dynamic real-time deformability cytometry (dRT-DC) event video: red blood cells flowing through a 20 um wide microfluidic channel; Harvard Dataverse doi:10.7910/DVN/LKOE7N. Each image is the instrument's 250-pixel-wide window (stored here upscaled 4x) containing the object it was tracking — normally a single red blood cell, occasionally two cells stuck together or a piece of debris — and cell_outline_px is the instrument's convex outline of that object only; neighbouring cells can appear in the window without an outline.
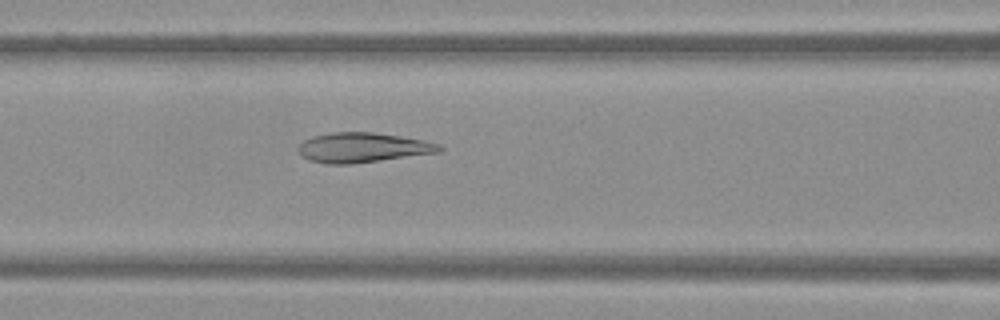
{"species": "Egyptian fruit bat (a non-hibernating species)", "species_latin": "Rousettus aegyptiacus", "temperature_condition": "warm", "stored_images_in_passage": 45, "camera_frame_rate_fps": 3000, "um_per_image_px": 0.085, "frame": {"image": 1, "passage_image": 16, "time_ms": 5.0, "image_size_px": [1000, 320], "cell_outline_px": [[444, 148], [440, 152], [352, 164], [324, 164], [308, 160], [300, 156], [296, 152], [296, 148], [304, 140], [312, 136], [332, 132], [372, 132], [400, 136], [424, 140], [440, 144]], "centroid_in_image_um": [30.78, 12.55], "position_along_channel_um": 135.8, "area_um2": 24.8}}
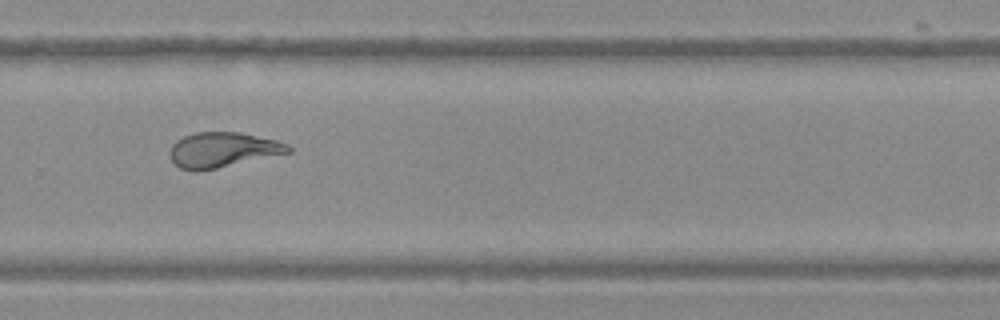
{"frame": {"image": 2, "passage_image": 29, "time_ms": 9.333, "image_size_px": [1000, 320], "cell_outline_px": [[292, 152], [216, 168], [196, 172], [192, 172], [180, 168], [172, 160], [168, 152], [172, 144], [176, 140], [184, 136], [196, 132], [240, 132], [276, 140], [288, 144], [292, 148]], "centroid_in_image_um": [18.91, 12.74], "position_along_channel_um": 310.9, "area_um2": 24.28}}
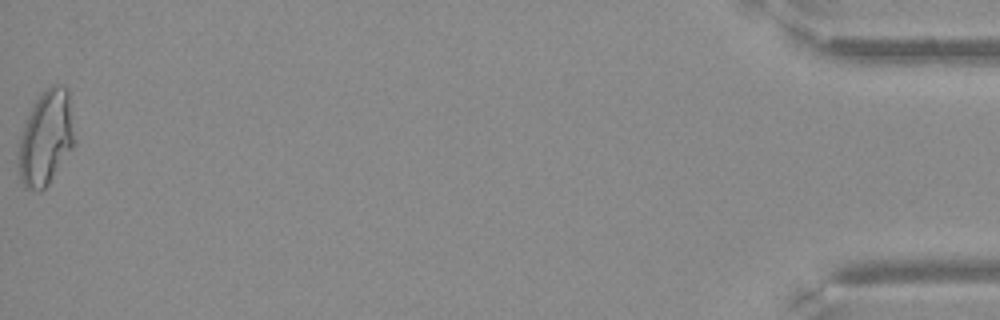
{"frame": {"image": 3, "passage_image": 45, "time_ms": 14.667, "image_size_px": [1000, 320], "cell_outline_px": [[76, 144], [48, 184], [40, 192], [24, 188], [20, 180], [16, 160], [20, 140], [24, 124], [40, 92], [52, 84], [60, 84], [68, 88], [76, 140]], "centroid_in_image_um": [3.91, 11.74], "position_along_channel_um": 431.3, "area_um2": 31.56}}